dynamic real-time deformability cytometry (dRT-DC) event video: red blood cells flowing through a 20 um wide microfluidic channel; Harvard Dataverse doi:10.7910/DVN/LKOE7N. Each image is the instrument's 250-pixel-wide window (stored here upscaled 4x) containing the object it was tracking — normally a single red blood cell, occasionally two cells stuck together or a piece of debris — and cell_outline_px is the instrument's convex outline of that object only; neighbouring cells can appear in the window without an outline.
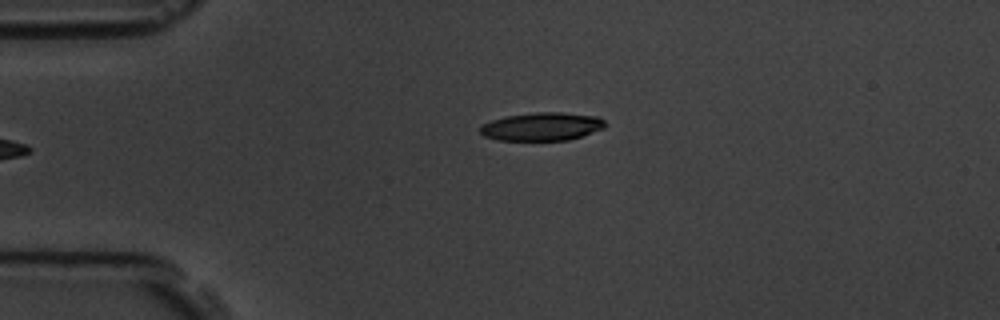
{"species": "common noctule bat (a hibernating species)", "species_latin": "Nyctalus noctula", "temperature_condition": "room temperature", "stored_images_in_passage": 4, "camera_frame_rate_fps": 3000, "um_per_image_px": 0.085, "animal": {"sex": "male", "body_mass_g": 19.5, "forearm_length_mm": 54.6}, "frame": {"image": 1, "passage_image": 4, "time_ms": 3.667, "image_size_px": [1000, 320], "cell_outline_px": [[608, 124], [604, 128], [568, 140], [500, 140], [484, 136], [480, 132], [480, 124], [492, 120], [508, 116], [536, 112], [560, 112], [596, 116], [604, 120]], "centroid_in_image_um": [46.06, 10.75], "position_along_channel_um": 38.9, "area_um2": 20.4}}